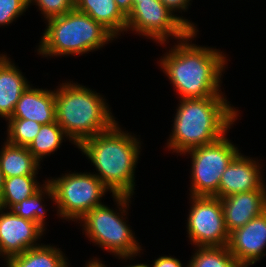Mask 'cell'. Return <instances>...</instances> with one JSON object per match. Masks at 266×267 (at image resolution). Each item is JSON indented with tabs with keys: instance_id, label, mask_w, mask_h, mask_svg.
<instances>
[{
	"instance_id": "obj_1",
	"label": "cell",
	"mask_w": 266,
	"mask_h": 267,
	"mask_svg": "<svg viewBox=\"0 0 266 267\" xmlns=\"http://www.w3.org/2000/svg\"><path fill=\"white\" fill-rule=\"evenodd\" d=\"M199 31H191L177 40L156 62L168 78L178 99L227 97L220 88L228 68V57L213 46H200L195 40Z\"/></svg>"
},
{
	"instance_id": "obj_2",
	"label": "cell",
	"mask_w": 266,
	"mask_h": 267,
	"mask_svg": "<svg viewBox=\"0 0 266 267\" xmlns=\"http://www.w3.org/2000/svg\"><path fill=\"white\" fill-rule=\"evenodd\" d=\"M165 148L184 154L193 148L211 144L229 133L240 110L227 97L179 99Z\"/></svg>"
},
{
	"instance_id": "obj_3",
	"label": "cell",
	"mask_w": 266,
	"mask_h": 267,
	"mask_svg": "<svg viewBox=\"0 0 266 267\" xmlns=\"http://www.w3.org/2000/svg\"><path fill=\"white\" fill-rule=\"evenodd\" d=\"M121 127L117 121L108 130L88 138L77 148L96 169V175L111 195L135 194V171L141 158L140 136Z\"/></svg>"
},
{
	"instance_id": "obj_4",
	"label": "cell",
	"mask_w": 266,
	"mask_h": 267,
	"mask_svg": "<svg viewBox=\"0 0 266 267\" xmlns=\"http://www.w3.org/2000/svg\"><path fill=\"white\" fill-rule=\"evenodd\" d=\"M65 81L55 88L56 122L77 148L117 121L104 95L77 81Z\"/></svg>"
},
{
	"instance_id": "obj_5",
	"label": "cell",
	"mask_w": 266,
	"mask_h": 267,
	"mask_svg": "<svg viewBox=\"0 0 266 267\" xmlns=\"http://www.w3.org/2000/svg\"><path fill=\"white\" fill-rule=\"evenodd\" d=\"M44 23L46 28L35 51L47 59L86 55L117 39L102 24L75 8Z\"/></svg>"
},
{
	"instance_id": "obj_6",
	"label": "cell",
	"mask_w": 266,
	"mask_h": 267,
	"mask_svg": "<svg viewBox=\"0 0 266 267\" xmlns=\"http://www.w3.org/2000/svg\"><path fill=\"white\" fill-rule=\"evenodd\" d=\"M116 207L107 204L94 207L87 212L78 223L89 238V243L100 247L102 250L112 254L123 263L133 261L138 255L141 257L142 245L136 239L132 226L128 224V210L133 199L129 195H112ZM117 208V209H116ZM135 257V258H134Z\"/></svg>"
},
{
	"instance_id": "obj_7",
	"label": "cell",
	"mask_w": 266,
	"mask_h": 267,
	"mask_svg": "<svg viewBox=\"0 0 266 267\" xmlns=\"http://www.w3.org/2000/svg\"><path fill=\"white\" fill-rule=\"evenodd\" d=\"M47 183L53 191L58 218L74 223L94 207L104 204L103 197L107 192L111 193L96 175L87 170L48 177Z\"/></svg>"
},
{
	"instance_id": "obj_8",
	"label": "cell",
	"mask_w": 266,
	"mask_h": 267,
	"mask_svg": "<svg viewBox=\"0 0 266 267\" xmlns=\"http://www.w3.org/2000/svg\"><path fill=\"white\" fill-rule=\"evenodd\" d=\"M225 134L219 140L193 148L182 156L190 155L191 171L189 174L191 196H211L219 198V184L223 172L240 152L239 146L233 144ZM228 137V138H227Z\"/></svg>"
},
{
	"instance_id": "obj_9",
	"label": "cell",
	"mask_w": 266,
	"mask_h": 267,
	"mask_svg": "<svg viewBox=\"0 0 266 267\" xmlns=\"http://www.w3.org/2000/svg\"><path fill=\"white\" fill-rule=\"evenodd\" d=\"M127 32L154 40L159 46L165 47L171 45L170 39H183L191 30L160 0H150L133 7L126 21Z\"/></svg>"
},
{
	"instance_id": "obj_10",
	"label": "cell",
	"mask_w": 266,
	"mask_h": 267,
	"mask_svg": "<svg viewBox=\"0 0 266 267\" xmlns=\"http://www.w3.org/2000/svg\"><path fill=\"white\" fill-rule=\"evenodd\" d=\"M189 197L186 237L189 238L190 244L194 247L227 246L230 234L225 225L220 198Z\"/></svg>"
},
{
	"instance_id": "obj_11",
	"label": "cell",
	"mask_w": 266,
	"mask_h": 267,
	"mask_svg": "<svg viewBox=\"0 0 266 267\" xmlns=\"http://www.w3.org/2000/svg\"><path fill=\"white\" fill-rule=\"evenodd\" d=\"M44 234L46 231L36 222L0 208V255L3 261L41 245Z\"/></svg>"
},
{
	"instance_id": "obj_12",
	"label": "cell",
	"mask_w": 266,
	"mask_h": 267,
	"mask_svg": "<svg viewBox=\"0 0 266 267\" xmlns=\"http://www.w3.org/2000/svg\"><path fill=\"white\" fill-rule=\"evenodd\" d=\"M228 248L241 267H250L266 255V211L229 235Z\"/></svg>"
},
{
	"instance_id": "obj_13",
	"label": "cell",
	"mask_w": 266,
	"mask_h": 267,
	"mask_svg": "<svg viewBox=\"0 0 266 267\" xmlns=\"http://www.w3.org/2000/svg\"><path fill=\"white\" fill-rule=\"evenodd\" d=\"M243 154L240 151L223 172L219 184V198L258 190L266 183L262 159Z\"/></svg>"
},
{
	"instance_id": "obj_14",
	"label": "cell",
	"mask_w": 266,
	"mask_h": 267,
	"mask_svg": "<svg viewBox=\"0 0 266 267\" xmlns=\"http://www.w3.org/2000/svg\"><path fill=\"white\" fill-rule=\"evenodd\" d=\"M229 234L266 211V183L258 190L220 198Z\"/></svg>"
},
{
	"instance_id": "obj_15",
	"label": "cell",
	"mask_w": 266,
	"mask_h": 267,
	"mask_svg": "<svg viewBox=\"0 0 266 267\" xmlns=\"http://www.w3.org/2000/svg\"><path fill=\"white\" fill-rule=\"evenodd\" d=\"M8 119H30L41 125L56 122L55 89L36 88L31 84Z\"/></svg>"
},
{
	"instance_id": "obj_16",
	"label": "cell",
	"mask_w": 266,
	"mask_h": 267,
	"mask_svg": "<svg viewBox=\"0 0 266 267\" xmlns=\"http://www.w3.org/2000/svg\"><path fill=\"white\" fill-rule=\"evenodd\" d=\"M7 54H0V117H11L22 93L31 85L19 66Z\"/></svg>"
},
{
	"instance_id": "obj_17",
	"label": "cell",
	"mask_w": 266,
	"mask_h": 267,
	"mask_svg": "<svg viewBox=\"0 0 266 267\" xmlns=\"http://www.w3.org/2000/svg\"><path fill=\"white\" fill-rule=\"evenodd\" d=\"M74 8L102 24L117 39L126 30L127 17L120 11L115 0H79Z\"/></svg>"
},
{
	"instance_id": "obj_18",
	"label": "cell",
	"mask_w": 266,
	"mask_h": 267,
	"mask_svg": "<svg viewBox=\"0 0 266 267\" xmlns=\"http://www.w3.org/2000/svg\"><path fill=\"white\" fill-rule=\"evenodd\" d=\"M0 148V169L5 178L24 175H38L42 168L27 147L13 145L6 140Z\"/></svg>"
},
{
	"instance_id": "obj_19",
	"label": "cell",
	"mask_w": 266,
	"mask_h": 267,
	"mask_svg": "<svg viewBox=\"0 0 266 267\" xmlns=\"http://www.w3.org/2000/svg\"><path fill=\"white\" fill-rule=\"evenodd\" d=\"M58 245L44 244L32 247L22 254L11 257L12 267H68L69 260Z\"/></svg>"
},
{
	"instance_id": "obj_20",
	"label": "cell",
	"mask_w": 266,
	"mask_h": 267,
	"mask_svg": "<svg viewBox=\"0 0 266 267\" xmlns=\"http://www.w3.org/2000/svg\"><path fill=\"white\" fill-rule=\"evenodd\" d=\"M37 177V175H24L5 178L0 196V208L11 210L24 199L37 193L47 182L46 178L41 184Z\"/></svg>"
},
{
	"instance_id": "obj_21",
	"label": "cell",
	"mask_w": 266,
	"mask_h": 267,
	"mask_svg": "<svg viewBox=\"0 0 266 267\" xmlns=\"http://www.w3.org/2000/svg\"><path fill=\"white\" fill-rule=\"evenodd\" d=\"M64 140V141H63ZM70 139L57 122L44 124L40 127L34 140L27 147L29 152L41 163L44 158L50 157L63 145L62 142ZM47 156V157H46Z\"/></svg>"
},
{
	"instance_id": "obj_22",
	"label": "cell",
	"mask_w": 266,
	"mask_h": 267,
	"mask_svg": "<svg viewBox=\"0 0 266 267\" xmlns=\"http://www.w3.org/2000/svg\"><path fill=\"white\" fill-rule=\"evenodd\" d=\"M45 198V199H44ZM55 204L54 195L52 188L46 182L45 185L33 196L24 199L17 205H15L11 210L22 218L36 222L42 229L47 230L46 217L47 211L46 202L48 200Z\"/></svg>"
},
{
	"instance_id": "obj_23",
	"label": "cell",
	"mask_w": 266,
	"mask_h": 267,
	"mask_svg": "<svg viewBox=\"0 0 266 267\" xmlns=\"http://www.w3.org/2000/svg\"><path fill=\"white\" fill-rule=\"evenodd\" d=\"M188 267H241L228 246L195 247Z\"/></svg>"
},
{
	"instance_id": "obj_24",
	"label": "cell",
	"mask_w": 266,
	"mask_h": 267,
	"mask_svg": "<svg viewBox=\"0 0 266 267\" xmlns=\"http://www.w3.org/2000/svg\"><path fill=\"white\" fill-rule=\"evenodd\" d=\"M6 141L17 146L28 147L42 126L30 119H7Z\"/></svg>"
},
{
	"instance_id": "obj_25",
	"label": "cell",
	"mask_w": 266,
	"mask_h": 267,
	"mask_svg": "<svg viewBox=\"0 0 266 267\" xmlns=\"http://www.w3.org/2000/svg\"><path fill=\"white\" fill-rule=\"evenodd\" d=\"M33 5L38 6L37 11H41L45 21L62 16L74 8L69 0H29V8Z\"/></svg>"
},
{
	"instance_id": "obj_26",
	"label": "cell",
	"mask_w": 266,
	"mask_h": 267,
	"mask_svg": "<svg viewBox=\"0 0 266 267\" xmlns=\"http://www.w3.org/2000/svg\"><path fill=\"white\" fill-rule=\"evenodd\" d=\"M28 8L29 0H0V27L16 22Z\"/></svg>"
},
{
	"instance_id": "obj_27",
	"label": "cell",
	"mask_w": 266,
	"mask_h": 267,
	"mask_svg": "<svg viewBox=\"0 0 266 267\" xmlns=\"http://www.w3.org/2000/svg\"><path fill=\"white\" fill-rule=\"evenodd\" d=\"M172 13H174L191 31H199L197 29V25L192 22V20L186 19L184 17L177 14L182 12H187L189 6L192 4V0H160ZM176 12V13H175Z\"/></svg>"
},
{
	"instance_id": "obj_28",
	"label": "cell",
	"mask_w": 266,
	"mask_h": 267,
	"mask_svg": "<svg viewBox=\"0 0 266 267\" xmlns=\"http://www.w3.org/2000/svg\"><path fill=\"white\" fill-rule=\"evenodd\" d=\"M151 267H188L187 265H183L182 261L180 259L176 258L175 256H160L152 261Z\"/></svg>"
},
{
	"instance_id": "obj_29",
	"label": "cell",
	"mask_w": 266,
	"mask_h": 267,
	"mask_svg": "<svg viewBox=\"0 0 266 267\" xmlns=\"http://www.w3.org/2000/svg\"><path fill=\"white\" fill-rule=\"evenodd\" d=\"M120 11L128 17L133 9V0H115Z\"/></svg>"
},
{
	"instance_id": "obj_30",
	"label": "cell",
	"mask_w": 266,
	"mask_h": 267,
	"mask_svg": "<svg viewBox=\"0 0 266 267\" xmlns=\"http://www.w3.org/2000/svg\"><path fill=\"white\" fill-rule=\"evenodd\" d=\"M91 259V260H90ZM89 260H87L85 262V265H83V267H107L108 265H105V261L103 262L100 258H98L97 256L93 258H90ZM103 262V263H102ZM68 267H71L70 264Z\"/></svg>"
},
{
	"instance_id": "obj_31",
	"label": "cell",
	"mask_w": 266,
	"mask_h": 267,
	"mask_svg": "<svg viewBox=\"0 0 266 267\" xmlns=\"http://www.w3.org/2000/svg\"><path fill=\"white\" fill-rule=\"evenodd\" d=\"M124 267H151L149 264L145 263H132V264H128V265H124Z\"/></svg>"
},
{
	"instance_id": "obj_32",
	"label": "cell",
	"mask_w": 266,
	"mask_h": 267,
	"mask_svg": "<svg viewBox=\"0 0 266 267\" xmlns=\"http://www.w3.org/2000/svg\"><path fill=\"white\" fill-rule=\"evenodd\" d=\"M4 181H5V176L2 172V170L0 169V196L3 190V186H4Z\"/></svg>"
},
{
	"instance_id": "obj_33",
	"label": "cell",
	"mask_w": 266,
	"mask_h": 267,
	"mask_svg": "<svg viewBox=\"0 0 266 267\" xmlns=\"http://www.w3.org/2000/svg\"><path fill=\"white\" fill-rule=\"evenodd\" d=\"M146 1H150V0H133V7L139 2H146Z\"/></svg>"
},
{
	"instance_id": "obj_34",
	"label": "cell",
	"mask_w": 266,
	"mask_h": 267,
	"mask_svg": "<svg viewBox=\"0 0 266 267\" xmlns=\"http://www.w3.org/2000/svg\"><path fill=\"white\" fill-rule=\"evenodd\" d=\"M5 263H6V264H5ZM4 266H5V267H12V265H11V264L9 263V261H7V260L4 261Z\"/></svg>"
},
{
	"instance_id": "obj_35",
	"label": "cell",
	"mask_w": 266,
	"mask_h": 267,
	"mask_svg": "<svg viewBox=\"0 0 266 267\" xmlns=\"http://www.w3.org/2000/svg\"><path fill=\"white\" fill-rule=\"evenodd\" d=\"M69 1L72 3L73 6H75L79 2V0H69Z\"/></svg>"
}]
</instances>
